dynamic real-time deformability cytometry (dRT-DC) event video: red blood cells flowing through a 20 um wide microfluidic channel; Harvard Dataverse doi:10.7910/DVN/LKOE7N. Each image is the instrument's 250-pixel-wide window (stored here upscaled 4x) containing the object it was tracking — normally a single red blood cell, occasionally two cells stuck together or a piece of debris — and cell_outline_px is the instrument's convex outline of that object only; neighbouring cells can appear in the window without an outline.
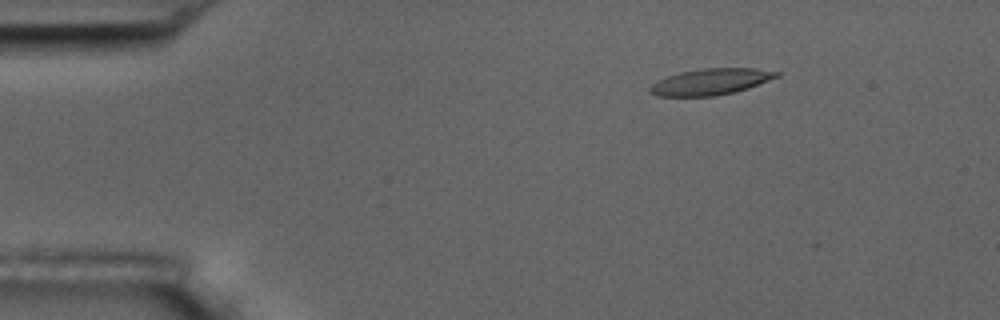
{"species": "common noctule bat (a hibernating species)", "species_latin": "Nyctalus noctula", "temperature_condition": "room temperature", "stored_images_in_passage": 9, "camera_frame_rate_fps": 3000, "um_per_image_px": 0.085, "animal": {"sex": "male", "body_mass_g": 17.5, "forearm_length_mm": 52.3}, "frame": {"image": 1, "passage_image": 1, "time_ms": 0.0, "image_size_px": [1000, 320], "cell_outline_px": [[780, 76], [748, 88], [736, 92], [716, 96], [656, 96], [648, 92], [648, 88], [652, 84], [668, 76], [680, 72], [700, 68], [756, 68], [780, 72]], "centroid_in_image_um": [60.42, 6.95], "position_along_channel_um": 24.6, "area_um2": 19.48}}
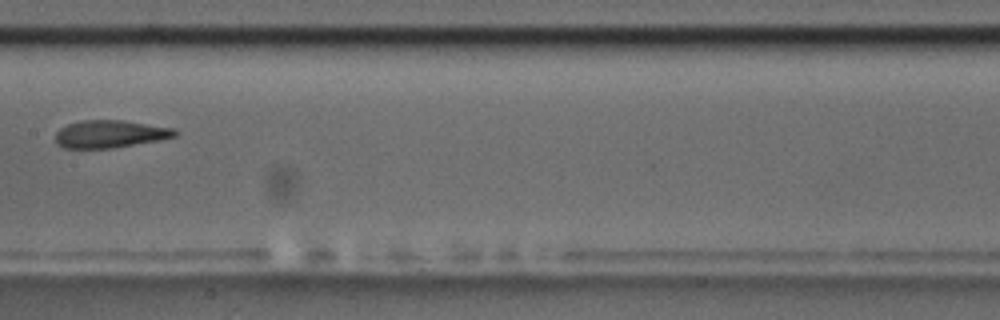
{"frame": {"image": 2, "passage_image": 6, "time_ms": 6.667, "image_size_px": [1000, 320], "cell_outline_px": [[180, 132], [176, 136], [160, 140], [112, 148], [64, 148], [56, 144], [56, 132], [60, 128], [68, 124], [80, 120], [124, 120], [176, 128]], "centroid_in_image_um": [9.39, 11.38], "position_along_channel_um": 198.0, "area_um2": 19.42}}
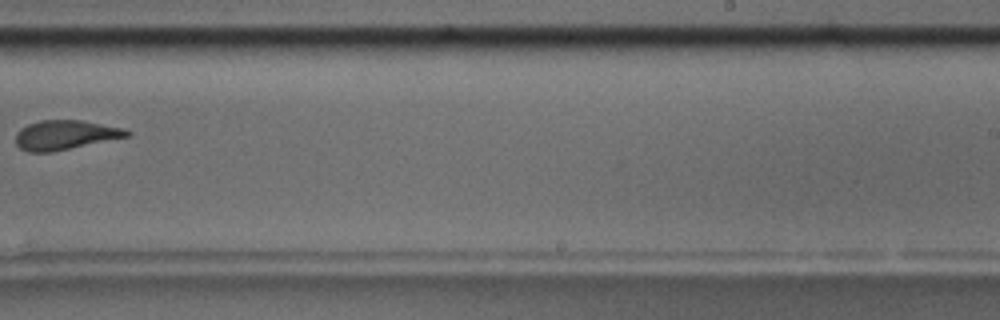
{"frame": {"image": 3, "passage_image": 8, "time_ms": 9.0, "image_size_px": [1000, 320], "cell_outline_px": [[132, 132], [128, 136], [52, 152], [28, 152], [20, 148], [16, 144], [16, 132], [20, 128], [28, 124], [40, 120], [84, 120], [124, 128]], "centroid_in_image_um": [5.52, 11.46], "position_along_channel_um": 283.5, "area_um2": 19.07}}